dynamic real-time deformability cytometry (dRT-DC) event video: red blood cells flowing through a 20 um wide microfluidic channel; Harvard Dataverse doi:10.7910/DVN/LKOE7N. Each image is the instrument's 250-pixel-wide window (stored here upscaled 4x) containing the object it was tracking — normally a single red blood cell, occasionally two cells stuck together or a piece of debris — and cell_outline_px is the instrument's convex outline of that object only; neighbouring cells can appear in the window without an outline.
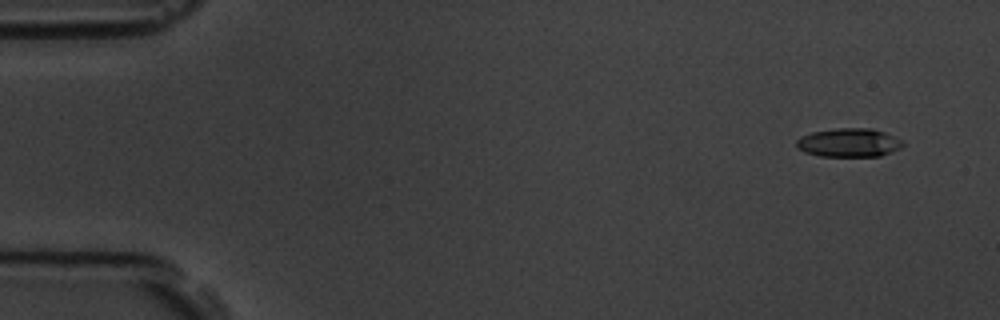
{"species": "common noctule bat (a hibernating species)", "species_latin": "Nyctalus noctula", "temperature_condition": "room temperature", "stored_images_in_passage": 5, "camera_frame_rate_fps": 3000, "um_per_image_px": 0.085, "animal": {"sex": "male", "body_mass_g": 19.5, "forearm_length_mm": 54.6}, "frame": {"image": 1, "passage_image": 2, "time_ms": 1.0, "image_size_px": [1000, 320], "cell_outline_px": [[904, 144], [900, 148], [880, 156], [820, 156], [804, 152], [796, 148], [796, 140], [800, 136], [812, 132], [836, 128], [872, 128], [884, 132], [900, 140]], "centroid_in_image_um": [72.1, 12.12], "position_along_channel_um": 12.9, "area_um2": 17.74}}
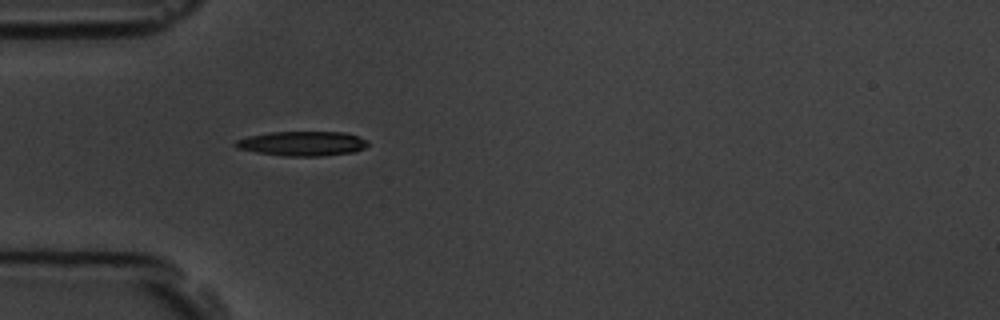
{"frame": {"image": 2, "passage_image": 5, "time_ms": 5.333, "image_size_px": [1000, 320], "cell_outline_px": [[368, 144], [364, 148], [356, 152], [320, 156], [284, 156], [256, 152], [236, 148], [232, 144], [236, 140], [248, 136], [268, 132], [344, 132], [368, 140]], "centroid_in_image_um": [25.67, 12.2], "position_along_channel_um": 59.3, "area_um2": 19.07}}